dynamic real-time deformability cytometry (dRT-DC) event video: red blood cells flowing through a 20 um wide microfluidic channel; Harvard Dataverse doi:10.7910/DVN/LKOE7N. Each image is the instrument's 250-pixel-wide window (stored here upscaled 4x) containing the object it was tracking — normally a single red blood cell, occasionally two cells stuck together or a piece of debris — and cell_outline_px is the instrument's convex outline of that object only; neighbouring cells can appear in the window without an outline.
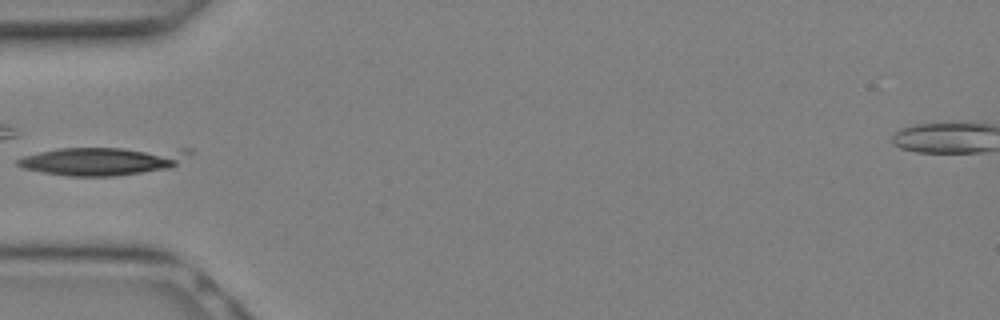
{"species": "Egyptian fruit bat (a non-hibernating species)", "species_latin": "Rousettus aegyptiacus", "temperature_condition": "warm", "stored_images_in_passage": 6, "camera_frame_rate_fps": 3000, "um_per_image_px": 0.085, "animal": {"sex": "female"}, "frame": {"image": 1, "passage_image": 2, "time_ms": 0.333, "image_size_px": [1000, 320], "cell_outline_px": [[192, 152], [176, 164], [168, 168], [116, 176], [68, 176], [40, 172], [24, 168], [16, 164], [16, 160], [24, 156], [40, 152], [60, 148], [192, 148]], "centroid_in_image_um": [8.72, 13.67], "position_along_channel_um": 76.3, "area_um2": 28.21}}
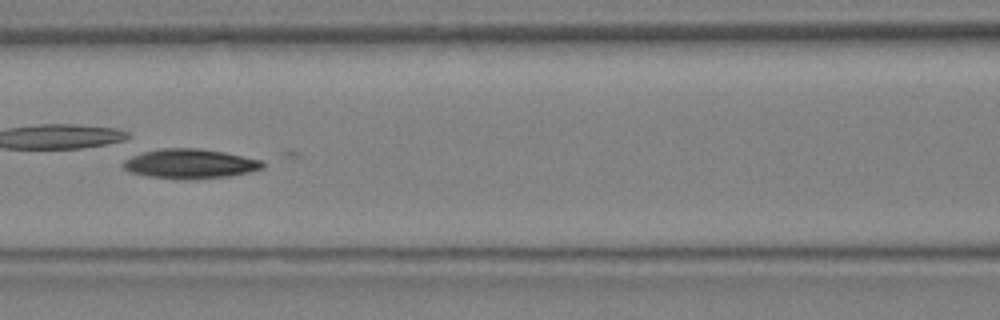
{"frame": {"image": 2, "passage_image": 5, "time_ms": 1.333, "image_size_px": [1000, 320], "cell_outline_px": [[264, 168], [248, 172], [228, 176], [180, 180], [148, 176], [132, 172], [124, 168], [120, 164], [124, 160], [132, 156], [144, 152], [160, 148], [200, 148], [224, 152], [264, 160]], "centroid_in_image_um": [16.16, 13.91], "position_along_channel_um": 150.4, "area_um2": 24.04}}